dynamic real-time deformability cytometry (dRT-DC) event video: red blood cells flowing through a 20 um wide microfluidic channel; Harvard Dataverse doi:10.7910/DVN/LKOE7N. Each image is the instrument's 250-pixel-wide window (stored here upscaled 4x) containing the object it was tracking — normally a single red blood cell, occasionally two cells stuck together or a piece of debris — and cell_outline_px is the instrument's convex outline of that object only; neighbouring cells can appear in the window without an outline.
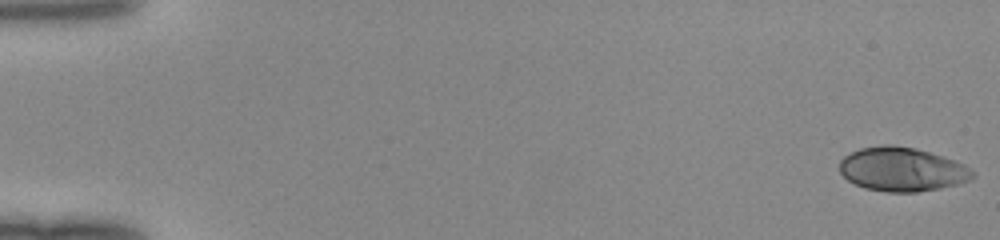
{"species": "human", "species_latin": "Homo sapiens", "temperature_condition": "room temperature", "stored_images_in_passage": 50, "camera_frame_rate_fps": 3000, "um_per_image_px": 0.085, "donor": {"sex": "female"}, "frame": {"image": 1, "passage_image": 1, "time_ms": 0.0, "image_size_px": [1000, 240], "cell_outline_px": [[976, 176], [968, 180], [956, 184], [940, 188], [916, 192], [888, 192], [864, 188], [848, 180], [840, 172], [840, 160], [844, 156], [860, 148], [884, 144], [892, 144], [916, 148], [944, 156], [964, 164]], "centroid_in_image_um": [76.66, 14.38], "position_along_channel_um": 8.3, "area_um2": 34.04}}
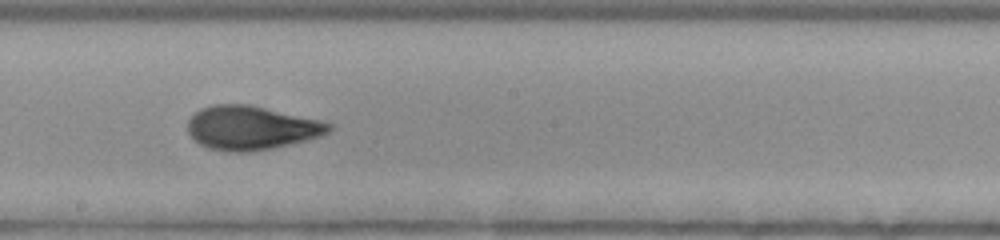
{"frame": {"image": 2, "passage_image": 29, "time_ms": 9.333, "image_size_px": [1000, 240], "cell_outline_px": [[332, 128], [328, 132], [320, 136], [288, 144], [252, 152], [232, 152], [208, 148], [200, 144], [188, 132], [188, 120], [200, 108], [212, 104], [248, 104], [320, 120], [332, 124]], "centroid_in_image_um": [21.33, 10.86], "position_along_channel_um": 226.9, "area_um2": 35.78}}
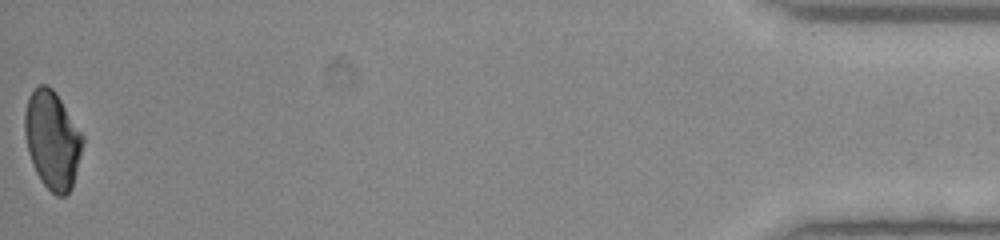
{"frame": {"image": 3, "passage_image": 50, "time_ms": 16.333, "image_size_px": [1000, 240], "cell_outline_px": [[84, 140], [72, 188], [64, 196], [56, 196], [40, 180], [32, 164], [28, 152], [24, 132], [24, 112], [28, 96], [40, 84], [48, 84], [56, 92], [84, 136]], "centroid_in_image_um": [4.44, 11.88], "position_along_channel_um": 430.8, "area_um2": 33.18}}